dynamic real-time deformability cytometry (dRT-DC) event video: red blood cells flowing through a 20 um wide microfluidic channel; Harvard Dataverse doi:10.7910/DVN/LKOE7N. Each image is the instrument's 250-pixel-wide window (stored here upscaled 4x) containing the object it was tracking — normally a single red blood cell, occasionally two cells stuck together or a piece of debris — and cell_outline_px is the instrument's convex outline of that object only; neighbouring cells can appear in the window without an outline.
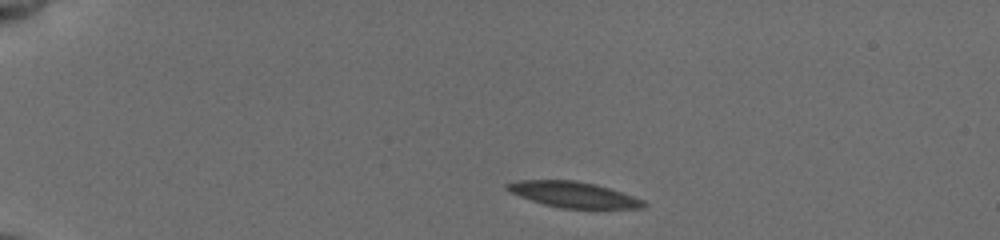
{"species": "common noctule bat (a hibernating species)", "species_latin": "Nyctalus noctula", "temperature_condition": "cold", "stored_images_in_passage": 4, "camera_frame_rate_fps": 3000, "um_per_image_px": 0.085, "animal": {"sex": "female", "body_mass_g": 19.5, "forearm_length_mm": 54.1}, "frame": {"image": 1, "passage_image": 1, "time_ms": 0.0, "image_size_px": [1000, 240], "cell_outline_px": [[648, 204], [644, 208], [560, 208], [544, 204], [520, 196], [504, 188], [504, 184], [516, 180], [576, 180], [596, 184], [644, 200]], "centroid_in_image_um": [48.72, 16.53], "position_along_channel_um": 36.3, "area_um2": 20.35}}
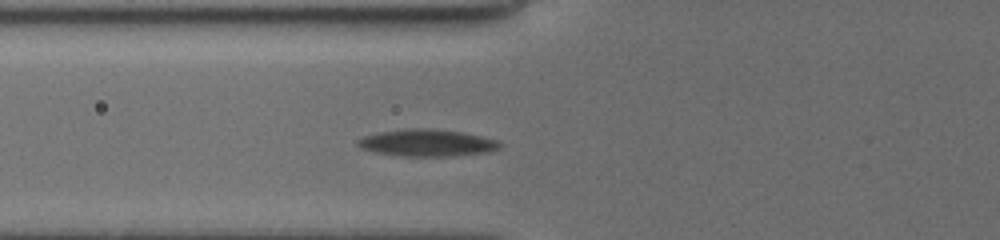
{"frame": {"image": 2, "passage_image": 4, "time_ms": 3.333, "image_size_px": [1000, 240], "cell_outline_px": [[504, 144], [500, 148], [488, 152], [456, 156], [400, 156], [376, 152], [360, 148], [356, 144], [356, 140], [364, 136], [380, 132], [404, 128], [428, 128], [464, 132], [496, 140]], "centroid_in_image_um": [36.3, 12.14], "position_along_channel_um": 89.5, "area_um2": 22.54}}